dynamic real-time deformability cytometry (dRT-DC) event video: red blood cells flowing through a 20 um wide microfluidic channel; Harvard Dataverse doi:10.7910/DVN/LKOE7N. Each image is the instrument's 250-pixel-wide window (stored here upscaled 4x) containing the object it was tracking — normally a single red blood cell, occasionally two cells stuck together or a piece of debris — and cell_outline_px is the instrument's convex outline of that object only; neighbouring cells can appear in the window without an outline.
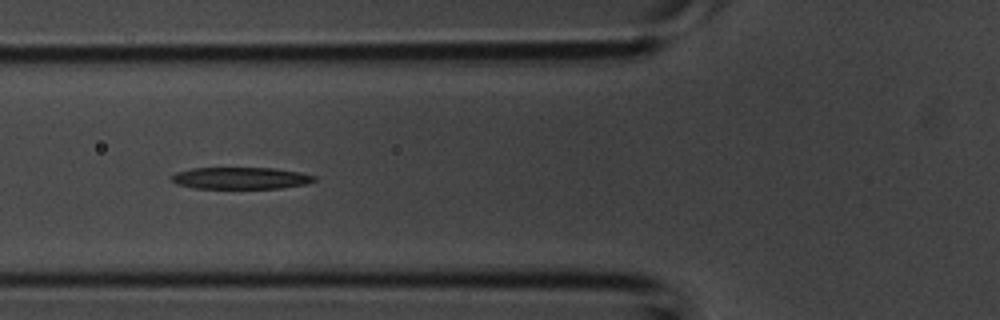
{"species": "common noctule bat (a hibernating species)", "species_latin": "Nyctalus noctula", "temperature_condition": "room temperature", "stored_images_in_passage": 34, "camera_frame_rate_fps": 3000, "um_per_image_px": 0.085, "animal": {"sex": "male", "body_mass_g": 20.1, "forearm_length_mm": 53.5}, "frame": {"image": 1, "passage_image": 9, "time_ms": 2.667, "image_size_px": [1000, 320], "cell_outline_px": [[316, 180], [304, 184], [280, 188], [192, 188], [176, 184], [172, 180], [172, 176], [176, 172], [192, 168], [276, 168], [300, 172], [316, 176]], "centroid_in_image_um": [20.45, 15.14], "position_along_channel_um": 105.3, "area_um2": 18.09}}
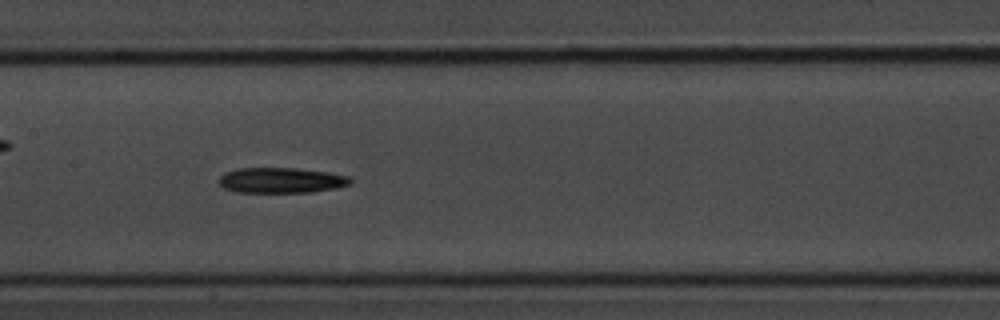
{"frame": {"image": 2, "passage_image": 14, "time_ms": 4.333, "image_size_px": [1000, 320], "cell_outline_px": [[352, 184], [312, 192], [236, 192], [224, 188], [216, 180], [224, 172], [240, 168], [292, 168], [324, 172], [348, 176], [352, 180]], "centroid_in_image_um": [23.84, 15.33], "position_along_channel_um": 183.6, "area_um2": 19.31}}
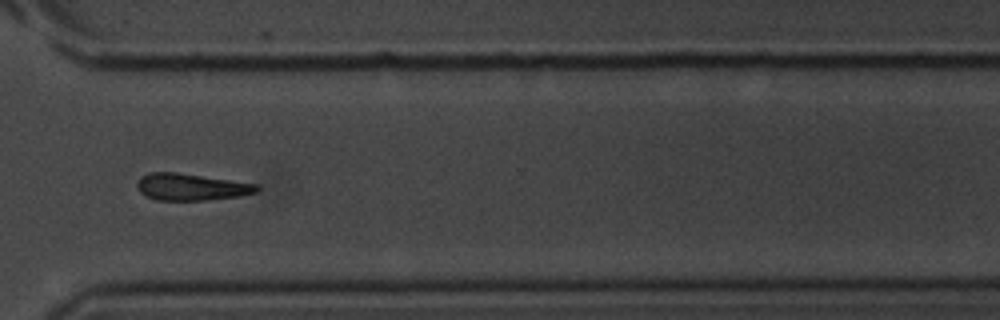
{"frame": {"image": 3, "passage_image": 25, "time_ms": 8.0, "image_size_px": [1000, 320], "cell_outline_px": [[260, 188], [256, 192], [240, 196], [208, 200], [156, 200], [144, 196], [136, 188], [136, 184], [140, 176], [148, 172], [176, 172], [256, 184]], "centroid_in_image_um": [16.18, 15.89], "position_along_channel_um": 354.4, "area_um2": 18.79}}